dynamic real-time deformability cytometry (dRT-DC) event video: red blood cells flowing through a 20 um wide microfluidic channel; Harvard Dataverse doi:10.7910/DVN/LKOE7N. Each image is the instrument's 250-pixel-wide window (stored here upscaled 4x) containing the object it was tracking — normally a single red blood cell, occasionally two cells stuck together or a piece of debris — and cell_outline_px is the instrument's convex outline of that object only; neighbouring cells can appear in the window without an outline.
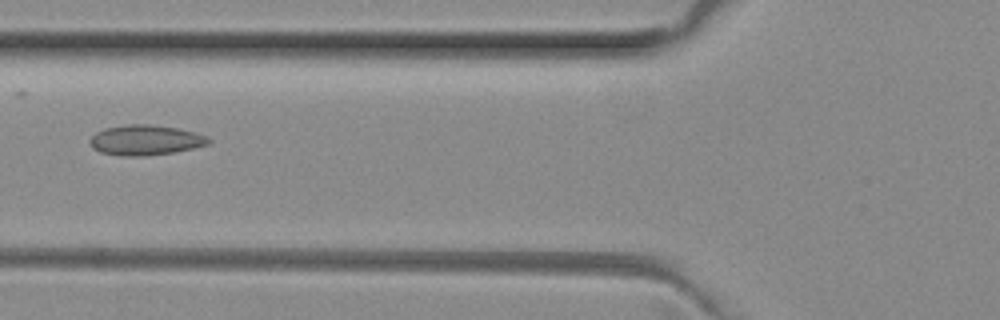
{"species": "common noctule bat (a hibernating species)", "species_latin": "Nyctalus noctula", "temperature_condition": "room temperature", "stored_images_in_passage": 6, "camera_frame_rate_fps": 3000, "um_per_image_px": 0.085, "animal": {"sex": "female", "body_mass_g": 29.2, "forearm_length_mm": 56.3}, "frame": {"image": 1, "passage_image": 6, "time_ms": 1.667, "image_size_px": [1000, 320], "cell_outline_px": [[212, 140], [208, 144], [192, 148], [172, 152], [144, 156], [120, 156], [100, 152], [92, 148], [88, 140], [96, 132], [104, 128], [128, 124], [148, 124], [180, 128], [196, 132], [208, 136]], "centroid_in_image_um": [12.35, 11.9], "position_along_channel_um": 113.4, "area_um2": 21.04}}